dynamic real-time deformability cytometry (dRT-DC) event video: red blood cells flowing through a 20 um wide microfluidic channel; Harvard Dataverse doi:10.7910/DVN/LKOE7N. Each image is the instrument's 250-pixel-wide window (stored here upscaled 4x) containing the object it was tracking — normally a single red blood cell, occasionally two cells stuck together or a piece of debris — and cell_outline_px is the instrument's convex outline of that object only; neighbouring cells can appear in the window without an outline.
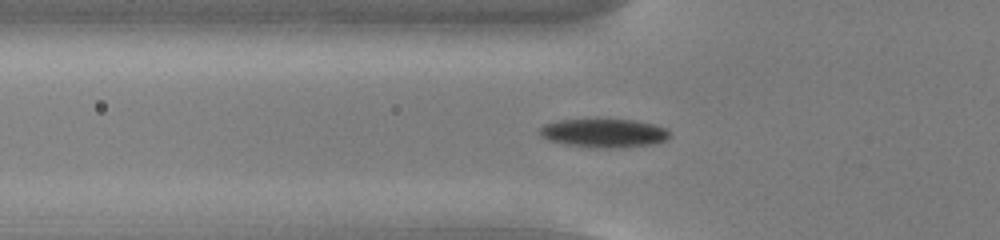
{"species": "common noctule bat (a hibernating species)", "species_latin": "Nyctalus noctula", "temperature_condition": "cold", "stored_images_in_passage": 56, "camera_frame_rate_fps": 3000, "um_per_image_px": 0.085, "animal": {"sex": "male", "body_mass_g": 13.0, "forearm_length_mm": 53.1}, "frame": {"image": 1, "passage_image": 20, "time_ms": 6.333, "image_size_px": [1000, 240], "cell_outline_px": [[668, 136], [664, 140], [648, 144], [608, 148], [596, 148], [568, 144], [548, 140], [540, 136], [540, 128], [544, 124], [560, 120], [596, 116], [636, 120], [652, 124], [664, 128], [668, 132]], "centroid_in_image_um": [51.24, 11.24], "position_along_channel_um": 74.6, "area_um2": 22.14}}
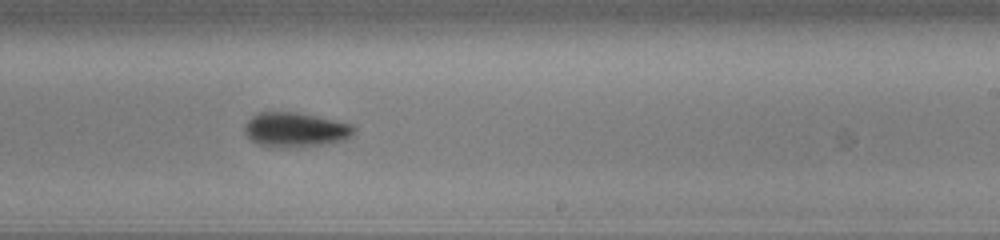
{"frame": {"image": 2, "passage_image": 35, "time_ms": 11.333, "image_size_px": [1000, 240], "cell_outline_px": [[356, 128], [344, 140], [320, 144], [288, 148], [280, 148], [256, 144], [244, 132], [244, 124], [252, 116], [260, 112], [300, 112], [352, 124]], "centroid_in_image_um": [25.06, 11.02], "position_along_channel_um": 263.9, "area_um2": 21.96}}
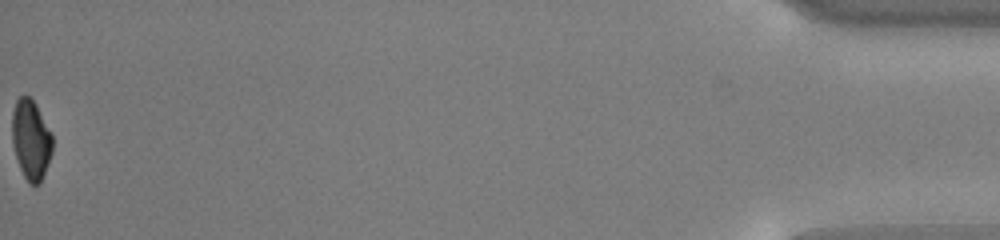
{"frame": {"image": 3, "passage_image": 56, "time_ms": 18.333, "image_size_px": [1000, 240], "cell_outline_px": [[52, 152], [40, 184], [32, 184], [24, 176], [20, 168], [12, 144], [12, 112], [16, 100], [20, 96], [28, 96], [36, 104], [52, 132]], "centroid_in_image_um": [2.63, 11.84], "position_along_channel_um": 432.6, "area_um2": 18.73}, "authors_computed_cell_mechanics": {"area_um2": 20.4323, "velocity_mm_per_s": 3.801, "shape_relaxation_time_tau1_ms": 2.0856, "shape_relaxation_time_tau2_ms": null, "deformation_change_tau1": 0.1031, "deformation_change_tau2": null}}